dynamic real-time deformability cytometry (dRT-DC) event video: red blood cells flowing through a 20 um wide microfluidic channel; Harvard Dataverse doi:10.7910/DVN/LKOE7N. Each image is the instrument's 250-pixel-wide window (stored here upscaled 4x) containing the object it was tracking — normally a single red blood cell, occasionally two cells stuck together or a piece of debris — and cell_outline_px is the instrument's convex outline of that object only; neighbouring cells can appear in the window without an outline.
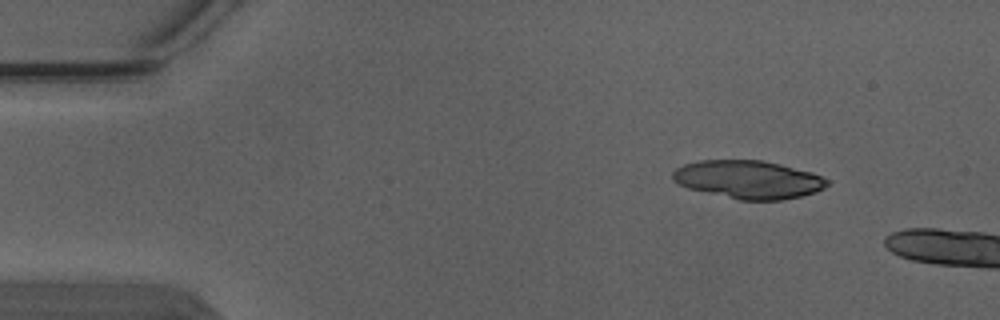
{"species": "Egyptian fruit bat (a non-hibernating species)", "species_latin": "Rousettus aegyptiacus", "temperature_condition": "warm", "stored_images_in_passage": 2, "camera_frame_rate_fps": 3000, "um_per_image_px": 0.085, "animal": {"sex": "male"}, "frame": {"image": 1, "passage_image": 1, "time_ms": 0.0, "image_size_px": [1000, 320], "cell_outline_px": [[828, 184], [824, 188], [816, 192], [800, 196], [780, 200], [740, 200], [688, 188], [672, 180], [672, 172], [676, 168], [684, 164], [700, 160], [760, 160], [780, 164], [812, 172], [828, 180]], "centroid_in_image_um": [63.6, 15.25], "position_along_channel_um": 21.4, "area_um2": 34.16}}